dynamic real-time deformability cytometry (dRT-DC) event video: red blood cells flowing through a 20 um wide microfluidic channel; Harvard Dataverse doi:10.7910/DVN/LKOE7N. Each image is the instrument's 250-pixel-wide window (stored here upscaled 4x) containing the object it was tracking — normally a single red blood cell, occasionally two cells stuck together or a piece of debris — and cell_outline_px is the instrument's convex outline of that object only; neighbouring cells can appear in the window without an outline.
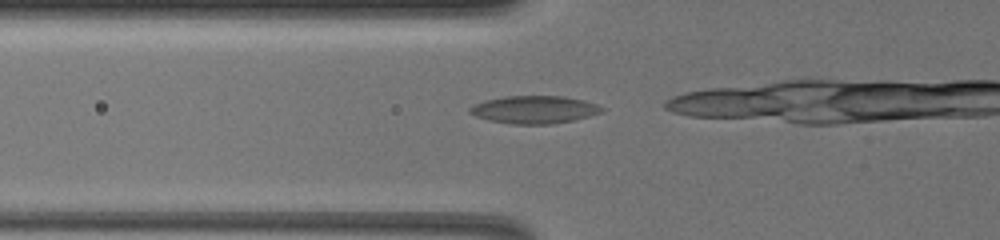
{"species": "common noctule bat (a hibernating species)", "species_latin": "Nyctalus noctula", "temperature_condition": "warm", "stored_images_in_passage": 6, "camera_frame_rate_fps": 3000, "um_per_image_px": 0.085, "animal": {"sex": "female", "body_mass_g": 19.5, "forearm_length_mm": 54.1}, "frame": {"image": 1, "passage_image": 2, "time_ms": 0.333, "image_size_px": [1000, 240], "cell_outline_px": [[604, 108], [600, 112], [588, 116], [572, 120], [552, 124], [512, 124], [488, 120], [476, 116], [468, 112], [468, 108], [472, 104], [484, 100], [504, 96], [564, 96], [584, 100], [596, 104]], "centroid_in_image_um": [45.35, 9.31], "position_along_channel_um": 80.4, "area_um2": 21.33}}
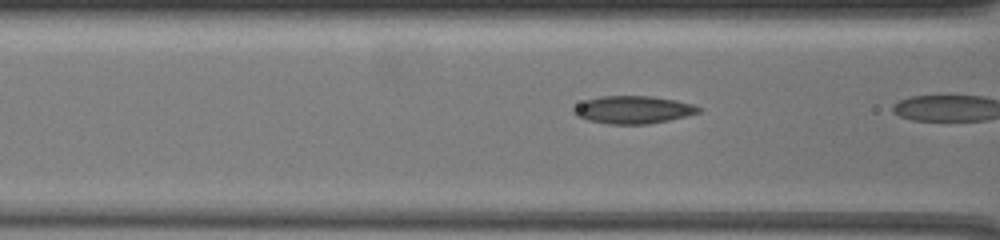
{"frame": {"image": 2, "passage_image": 5, "time_ms": 1.333, "image_size_px": [1000, 240], "cell_outline_px": [[704, 108], [700, 112], [668, 120], [648, 124], [608, 124], [588, 120], [576, 116], [572, 112], [572, 108], [584, 100], [600, 96], [652, 96], [676, 100], [692, 104]], "centroid_in_image_um": [53.79, 9.32], "position_along_channel_um": 112.8, "area_um2": 20.23}}